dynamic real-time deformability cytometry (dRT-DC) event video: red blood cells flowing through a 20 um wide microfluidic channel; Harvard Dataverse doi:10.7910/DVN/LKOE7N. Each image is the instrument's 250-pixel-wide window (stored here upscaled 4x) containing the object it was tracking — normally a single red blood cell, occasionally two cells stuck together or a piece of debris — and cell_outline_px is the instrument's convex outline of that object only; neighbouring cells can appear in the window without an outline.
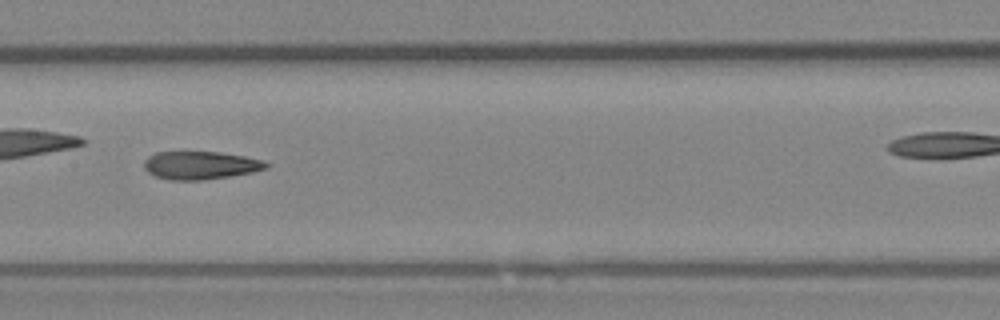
{"species": "Egyptian fruit bat (a non-hibernating species)", "species_latin": "Rousettus aegyptiacus", "temperature_condition": "room temperature", "stored_images_in_passage": 29, "camera_frame_rate_fps": 3000, "um_per_image_px": 0.085, "animal": {"sex": "female"}, "frame": {"image": 1, "passage_image": 13, "time_ms": 4.0, "image_size_px": [1000, 320], "cell_outline_px": [[268, 168], [252, 172], [204, 180], [168, 180], [156, 176], [148, 172], [144, 168], [144, 160], [148, 156], [156, 152], [220, 152], [244, 156], [264, 160], [268, 164]], "centroid_in_image_um": [17.02, 14.05], "position_along_channel_um": 190.4, "area_um2": 19.94}}